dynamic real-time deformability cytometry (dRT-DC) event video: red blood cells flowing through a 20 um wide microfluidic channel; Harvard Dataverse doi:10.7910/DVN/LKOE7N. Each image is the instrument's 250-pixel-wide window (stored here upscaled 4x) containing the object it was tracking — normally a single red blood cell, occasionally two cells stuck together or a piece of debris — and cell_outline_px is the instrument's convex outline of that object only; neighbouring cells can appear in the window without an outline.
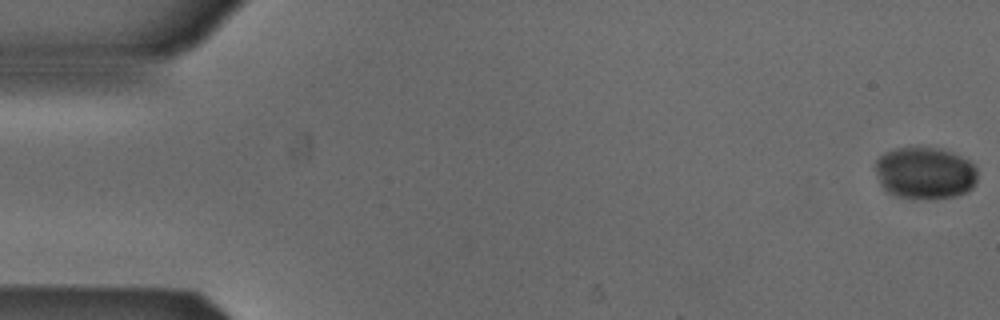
{"species": "Egyptian fruit bat (a non-hibernating species)", "species_latin": "Rousettus aegyptiacus", "temperature_condition": "cold", "stored_images_in_passage": 5, "camera_frame_rate_fps": 3000, "um_per_image_px": 0.085, "animal": {"sex": "male"}, "frame": {"image": 1, "passage_image": 1, "time_ms": 0.0, "image_size_px": [1000, 320], "cell_outline_px": [[976, 184], [968, 192], [956, 196], [896, 196], [888, 192], [880, 184], [876, 172], [876, 160], [884, 152], [896, 148], [920, 144], [940, 148], [952, 152], [968, 160], [976, 168]], "centroid_in_image_um": [78.61, 14.62], "position_along_channel_um": 6.4, "area_um2": 30.92}}